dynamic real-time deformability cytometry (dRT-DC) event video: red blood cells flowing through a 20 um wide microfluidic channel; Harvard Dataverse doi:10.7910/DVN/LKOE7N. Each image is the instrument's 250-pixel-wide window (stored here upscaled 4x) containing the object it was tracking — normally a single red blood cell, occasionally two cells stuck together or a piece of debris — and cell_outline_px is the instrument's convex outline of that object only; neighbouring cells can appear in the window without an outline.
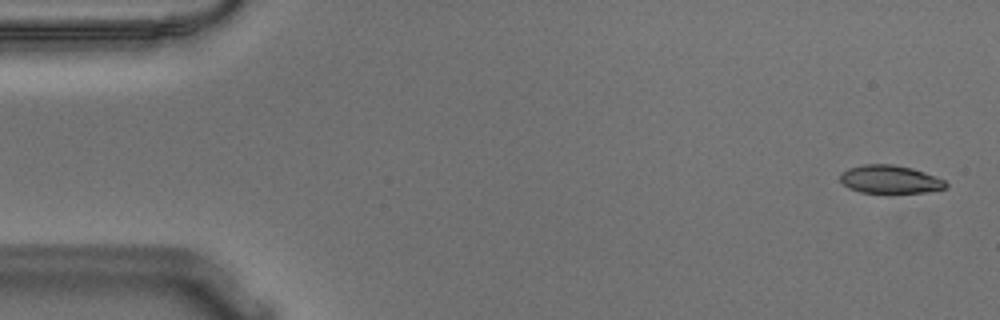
{"species": "Egyptian fruit bat (a non-hibernating species)", "species_latin": "Rousettus aegyptiacus", "temperature_condition": "warm", "stored_images_in_passage": 54, "camera_frame_rate_fps": 3000, "um_per_image_px": 0.085, "animal": {"sex": "male"}, "frame": {"image": 1, "passage_image": 1, "time_ms": 0.0, "image_size_px": [1000, 320], "cell_outline_px": [[948, 184], [944, 188], [924, 192], [892, 196], [888, 196], [860, 192], [848, 188], [840, 180], [840, 172], [848, 168], [864, 164], [892, 164], [912, 168], [936, 176], [944, 180]], "centroid_in_image_um": [75.62, 15.29], "position_along_channel_um": 9.4, "area_um2": 18.15}}
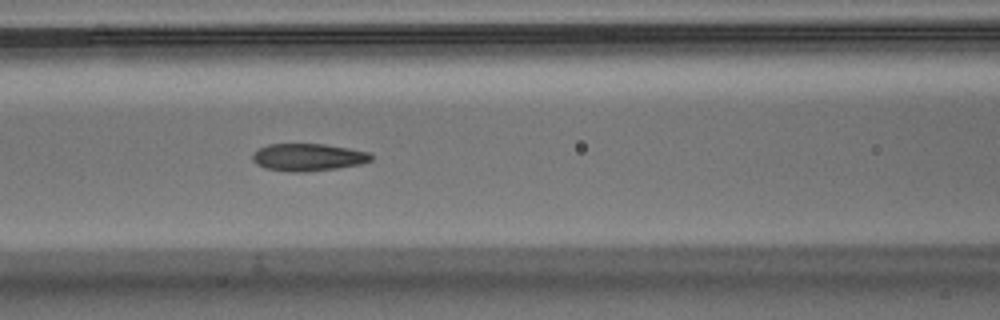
{"frame": {"image": 2, "passage_image": 22, "time_ms": 7.0, "image_size_px": [1000, 320], "cell_outline_px": [[372, 160], [360, 164], [336, 168], [304, 172], [292, 172], [264, 168], [256, 164], [252, 160], [252, 152], [268, 144], [324, 144], [348, 148], [368, 152], [372, 156]], "centroid_in_image_um": [26.14, 13.36], "position_along_channel_um": 140.5, "area_um2": 18.9}}
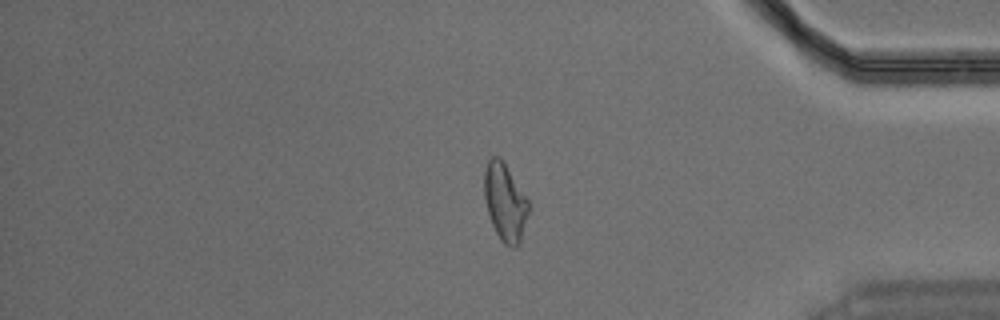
{"frame": {"image": 3, "passage_image": 45, "time_ms": 14.667, "image_size_px": [1000, 320], "cell_outline_px": [[528, 212], [520, 240], [516, 248], [512, 248], [504, 244], [500, 240], [492, 224], [488, 212], [484, 196], [484, 168], [488, 160], [492, 156], [500, 156], [504, 160], [528, 200]], "centroid_in_image_um": [42.9, 17.14], "position_along_channel_um": 392.3, "area_um2": 20.0}, "authors_computed_cell_mechanics": {"area_um2": 19.1607, "velocity_mm_per_s": 3.6318, "shape_relaxation_time_tau1_ms": 6.8264, "shape_relaxation_time_tau2_ms": 1.5571, "deformation_change_tau1": 0.2084, "deformation_change_tau2": 0.0907}}